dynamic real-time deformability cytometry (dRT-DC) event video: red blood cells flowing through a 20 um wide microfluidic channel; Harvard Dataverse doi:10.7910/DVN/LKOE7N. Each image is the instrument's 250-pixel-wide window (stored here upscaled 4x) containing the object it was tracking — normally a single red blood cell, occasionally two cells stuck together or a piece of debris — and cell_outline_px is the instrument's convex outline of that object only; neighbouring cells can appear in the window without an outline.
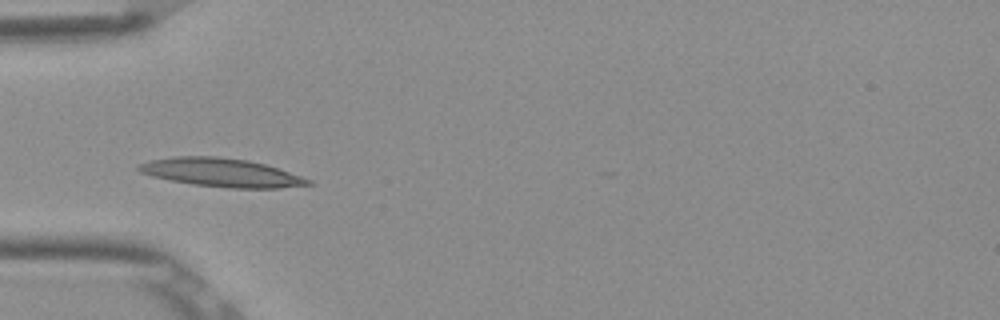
{"species": "Egyptian fruit bat (a non-hibernating species)", "species_latin": "Rousettus aegyptiacus", "temperature_condition": "room temperature", "stored_images_in_passage": 5, "camera_frame_rate_fps": 3000, "um_per_image_px": 0.085, "frame": {"image": 1, "passage_image": 2, "time_ms": 0.333, "image_size_px": [1000, 320], "cell_outline_px": [[316, 184], [280, 188], [228, 188], [192, 184], [152, 176], [140, 172], [136, 168], [140, 164], [152, 160], [176, 156], [216, 156], [248, 160], [264, 164], [312, 180]], "centroid_in_image_um": [18.84, 14.67], "position_along_channel_um": 66.2, "area_um2": 27.92}}
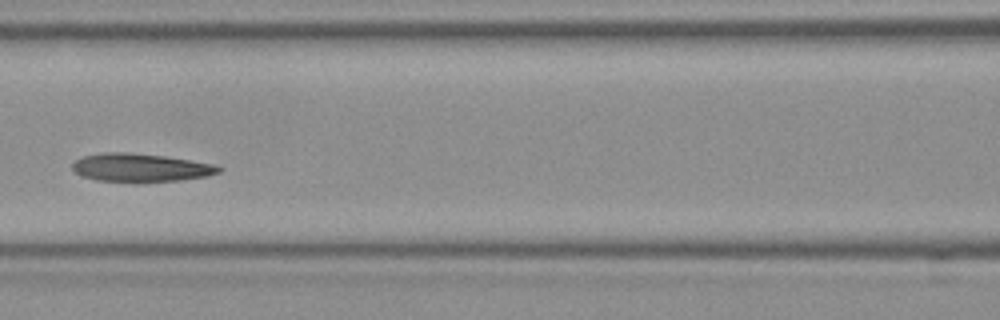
{"frame": {"image": 2, "passage_image": 4, "time_ms": 1.0, "image_size_px": [1000, 320], "cell_outline_px": [[224, 168], [220, 172], [208, 176], [180, 180], [136, 184], [96, 180], [80, 176], [72, 168], [72, 164], [76, 160], [84, 156], [104, 152], [128, 152], [164, 156], [216, 164]], "centroid_in_image_um": [11.96, 14.28], "position_along_channel_um": 154.6, "area_um2": 24.8}}
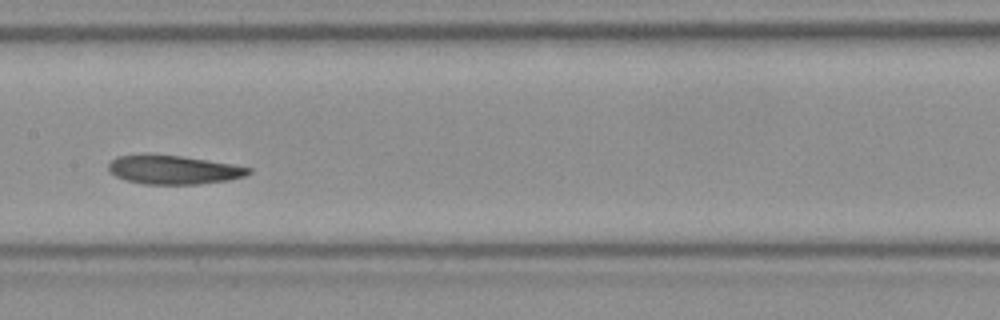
{"frame": {"image": 3, "passage_image": 5, "time_ms": 1.333, "image_size_px": [1000, 320], "cell_outline_px": [[252, 172], [244, 176], [228, 180], [196, 184], [144, 184], [124, 180], [108, 172], [108, 164], [116, 156], [148, 152], [180, 156], [232, 164], [252, 168]], "centroid_in_image_um": [14.67, 14.4], "position_along_channel_um": 192.7, "area_um2": 23.93}}